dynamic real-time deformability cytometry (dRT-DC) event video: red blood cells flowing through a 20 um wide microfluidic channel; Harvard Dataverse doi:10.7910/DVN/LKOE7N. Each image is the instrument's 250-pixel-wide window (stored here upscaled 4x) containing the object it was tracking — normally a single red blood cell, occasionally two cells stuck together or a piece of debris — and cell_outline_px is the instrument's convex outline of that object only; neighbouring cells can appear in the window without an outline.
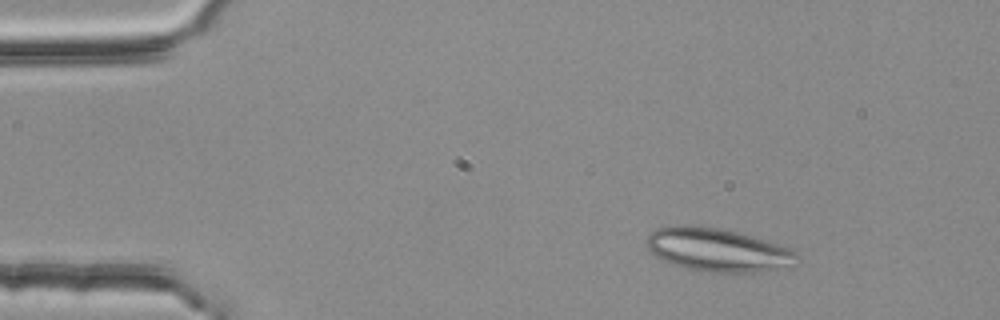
{"species": "common noctule bat (a hibernating species)", "species_latin": "Nyctalus noctula", "temperature_condition": "room temperature", "stored_images_in_passage": 2, "camera_frame_rate_fps": 3000, "um_per_image_px": 0.085, "animal": {"sex": "female", "body_mass_g": 25.1}, "frame": {"image": 1, "passage_image": 1, "time_ms": 0.0, "image_size_px": [1000, 320], "cell_outline_px": [[800, 256], [776, 268], [756, 272], [712, 272], [684, 268], [672, 264], [656, 256], [648, 248], [644, 240], [648, 232], [656, 228], [680, 224], [684, 224], [720, 228], [736, 232], [788, 248], [796, 252]], "centroid_in_image_um": [60.83, 21.21], "position_along_channel_um": 24.2, "area_um2": 37.17}}